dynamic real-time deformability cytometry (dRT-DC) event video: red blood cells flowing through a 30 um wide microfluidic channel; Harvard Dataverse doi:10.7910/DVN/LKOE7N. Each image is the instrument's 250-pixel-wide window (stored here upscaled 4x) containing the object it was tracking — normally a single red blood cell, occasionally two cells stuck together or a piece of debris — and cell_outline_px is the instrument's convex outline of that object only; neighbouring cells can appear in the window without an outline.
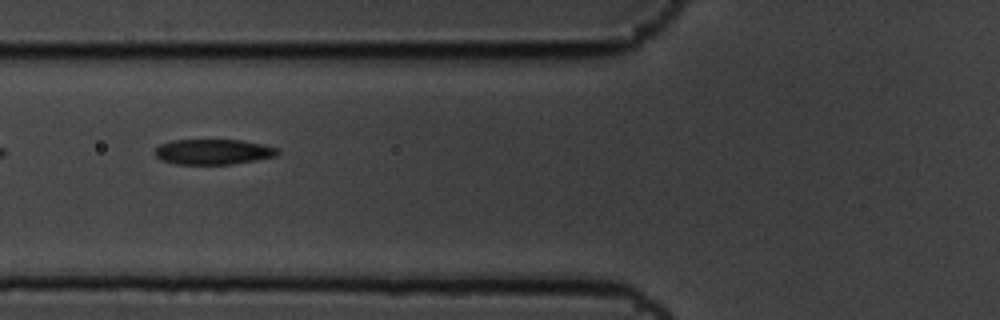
{"species": "common noctule bat (a hibernating species)", "species_latin": "Nyctalus noctula", "temperature_condition": "cold", "stored_images_in_passage": 9, "camera_frame_rate_fps": 3000, "um_per_image_px": 0.085, "animal": {"sex": "male", "body_mass_g": 19.5, "forearm_length_mm": 54.6}, "frame": {"image": 1, "passage_image": 6, "time_ms": 1.667, "image_size_px": [1000, 320], "cell_outline_px": [[280, 152], [276, 156], [256, 160], [232, 164], [176, 164], [160, 160], [156, 156], [156, 148], [160, 144], [172, 140], [240, 140], [260, 144], [276, 148]], "centroid_in_image_um": [18.1, 12.91], "position_along_channel_um": 107.7, "area_um2": 17.98}}
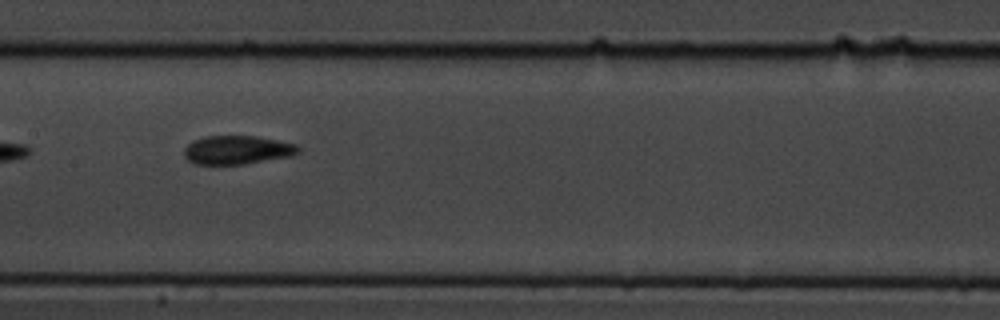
{"frame": {"image": 2, "passage_image": 8, "time_ms": 2.333, "image_size_px": [1000, 320], "cell_outline_px": [[300, 152], [292, 156], [244, 164], [196, 164], [188, 160], [184, 156], [184, 148], [192, 140], [204, 136], [256, 136], [296, 144], [300, 148]], "centroid_in_image_um": [20.16, 12.74], "position_along_channel_um": 187.2, "area_um2": 19.13}}
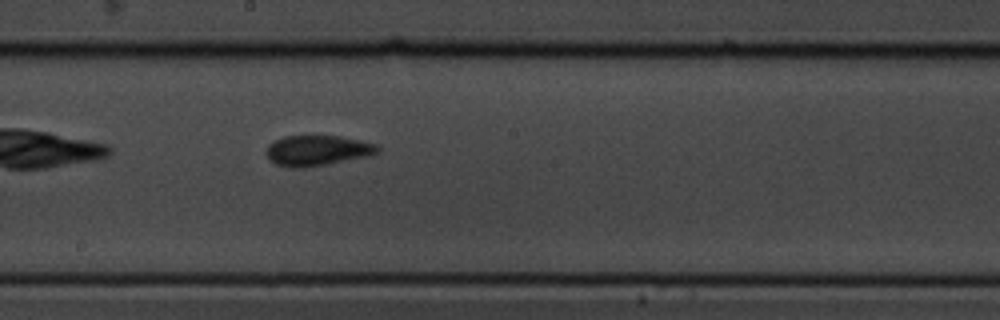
{"frame": {"image": 3, "passage_image": 9, "time_ms": 2.667, "image_size_px": [1000, 320], "cell_outline_px": [[380, 152], [368, 156], [304, 168], [288, 168], [276, 164], [268, 160], [264, 152], [268, 144], [272, 140], [284, 136], [340, 136], [360, 140], [376, 144], [380, 148]], "centroid_in_image_um": [26.91, 12.79], "position_along_channel_um": 221.3, "area_um2": 20.0}}